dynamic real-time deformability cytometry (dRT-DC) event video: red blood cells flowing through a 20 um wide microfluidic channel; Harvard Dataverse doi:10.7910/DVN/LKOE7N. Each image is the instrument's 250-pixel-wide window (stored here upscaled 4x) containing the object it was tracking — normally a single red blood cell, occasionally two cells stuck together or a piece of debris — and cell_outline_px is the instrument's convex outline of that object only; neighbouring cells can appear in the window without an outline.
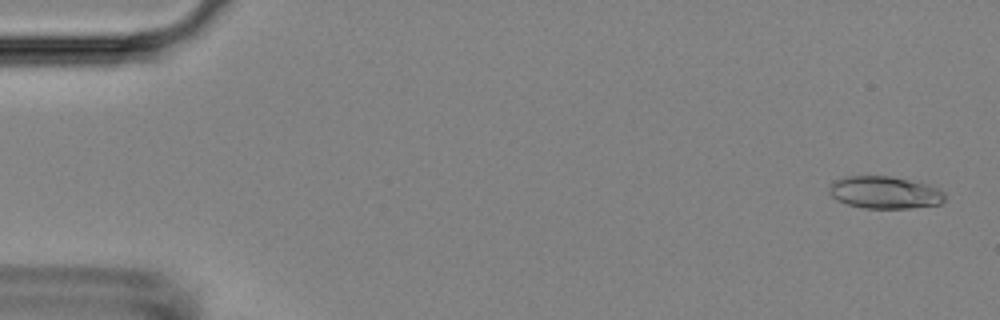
{"species": "Egyptian fruit bat (a non-hibernating species)", "species_latin": "Rousettus aegyptiacus", "temperature_condition": "room temperature", "stored_images_in_passage": 10, "camera_frame_rate_fps": 3000, "um_per_image_px": 0.085, "animal": {"sex": "female"}, "frame": {"image": 1, "passage_image": 2, "time_ms": 0.333, "image_size_px": [1000, 320], "cell_outline_px": [[944, 200], [940, 204], [912, 208], [864, 208], [848, 204], [836, 200], [828, 192], [828, 188], [832, 180], [844, 176], [892, 176], [940, 188], [944, 192]], "centroid_in_image_um": [75.16, 16.35], "position_along_channel_um": 9.8, "area_um2": 21.91}}